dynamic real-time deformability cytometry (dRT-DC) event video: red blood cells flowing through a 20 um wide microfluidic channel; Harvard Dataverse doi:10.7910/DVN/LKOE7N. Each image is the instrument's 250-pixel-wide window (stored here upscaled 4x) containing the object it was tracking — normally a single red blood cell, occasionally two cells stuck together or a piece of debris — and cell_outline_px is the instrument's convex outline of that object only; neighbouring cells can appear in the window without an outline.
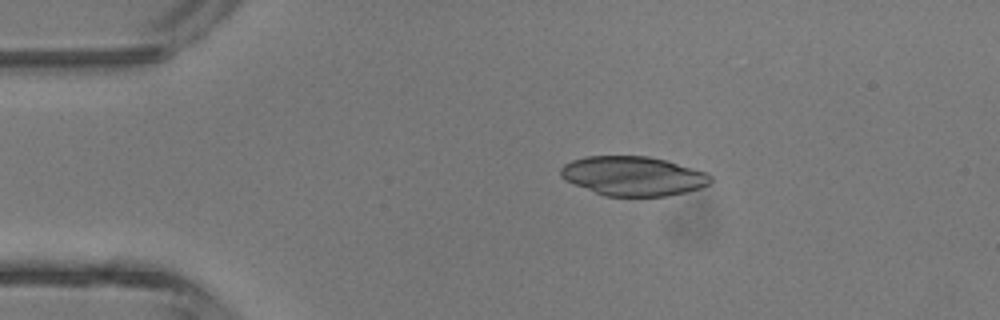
{"species": "common noctule bat (a hibernating species)", "species_latin": "Nyctalus noctula", "temperature_condition": "room temperature", "stored_images_in_passage": 4, "camera_frame_rate_fps": 3000, "um_per_image_px": 0.085, "animal": {"sex": "male", "body_mass_g": 13.3}, "frame": {"image": 1, "passage_image": 3, "time_ms": 2.333, "image_size_px": [1000, 320], "cell_outline_px": [[712, 184], [700, 188], [668, 196], [604, 196], [572, 184], [564, 180], [560, 176], [560, 168], [564, 164], [572, 160], [584, 156], [648, 156], [668, 160], [708, 172], [712, 176]], "centroid_in_image_um": [53.83, 14.96], "position_along_channel_um": 31.2, "area_um2": 34.91}}